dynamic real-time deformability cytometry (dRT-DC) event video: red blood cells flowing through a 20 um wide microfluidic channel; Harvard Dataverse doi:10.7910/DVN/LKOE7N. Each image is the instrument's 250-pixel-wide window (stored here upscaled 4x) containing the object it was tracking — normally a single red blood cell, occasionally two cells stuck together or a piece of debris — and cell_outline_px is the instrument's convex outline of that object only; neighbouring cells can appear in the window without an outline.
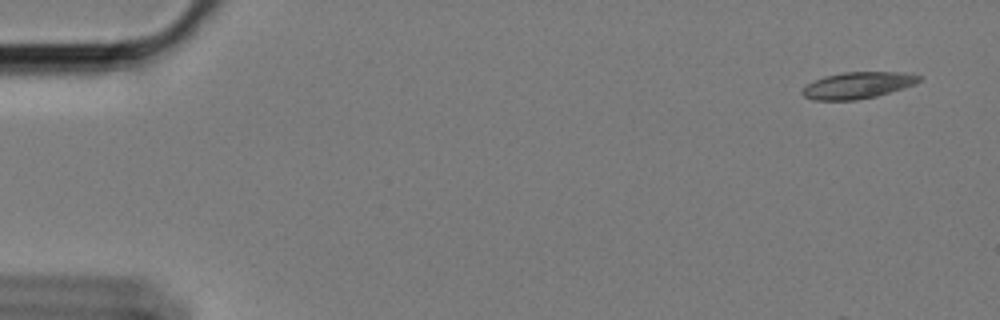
{"species": "Egyptian fruit bat (a non-hibernating species)", "species_latin": "Rousettus aegyptiacus", "temperature_condition": "cold", "stored_images_in_passage": 59, "camera_frame_rate_fps": 3000, "um_per_image_px": 0.085, "animal": {"sex": "female"}, "frame": {"image": 1, "passage_image": 3, "time_ms": 0.667, "image_size_px": [1000, 320], "cell_outline_px": [[924, 76], [916, 84], [876, 96], [856, 100], [812, 100], [804, 96], [800, 92], [808, 84], [824, 76], [844, 72], [904, 72]], "centroid_in_image_um": [72.93, 7.24], "position_along_channel_um": 12.1, "area_um2": 18.03}}
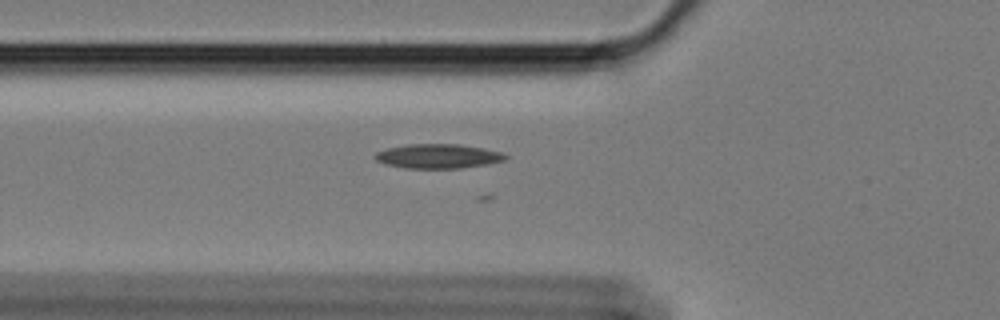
{"frame": {"image": 2, "passage_image": 21, "time_ms": 6.667, "image_size_px": [1000, 320], "cell_outline_px": [[508, 160], [488, 164], [460, 168], [404, 168], [384, 164], [376, 160], [372, 156], [376, 152], [388, 148], [408, 144], [460, 144], [484, 148], [504, 152], [508, 156]], "centroid_in_image_um": [37.27, 13.27], "position_along_channel_um": 88.5, "area_um2": 18.79}}
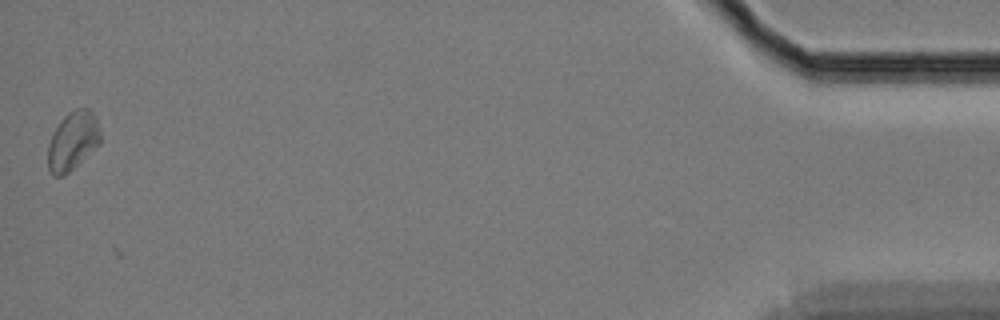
{"frame": {"image": 3, "passage_image": 59, "time_ms": 19.333, "image_size_px": [1000, 320], "cell_outline_px": [[100, 144], [64, 176], [52, 176], [48, 168], [48, 144], [60, 120], [68, 112], [76, 108], [88, 108], [96, 116], [100, 132]], "centroid_in_image_um": [6.19, 11.97], "position_along_channel_um": 429.0, "area_um2": 17.92}}